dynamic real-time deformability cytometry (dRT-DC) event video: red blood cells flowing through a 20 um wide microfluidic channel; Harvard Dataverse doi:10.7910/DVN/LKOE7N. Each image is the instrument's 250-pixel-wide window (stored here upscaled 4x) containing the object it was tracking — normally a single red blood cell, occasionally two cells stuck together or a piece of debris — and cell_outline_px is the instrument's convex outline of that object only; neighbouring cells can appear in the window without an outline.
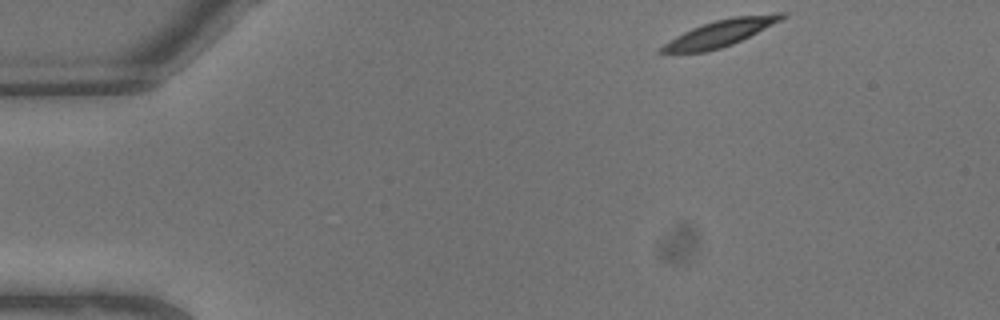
{"species": "common noctule bat (a hibernating species)", "species_latin": "Nyctalus noctula", "temperature_condition": "warm", "stored_images_in_passage": 6, "camera_frame_rate_fps": 3000, "um_per_image_px": 0.085, "animal": {"sex": "male", "body_mass_g": 13.3}, "frame": {"image": 1, "passage_image": 1, "time_ms": 0.0, "image_size_px": [1000, 320], "cell_outline_px": [[788, 16], [732, 44], [720, 48], [704, 52], [656, 52], [664, 44], [676, 36], [692, 28], [716, 20], [736, 16], [776, 12], [788, 12]], "centroid_in_image_um": [61.25, 2.79], "position_along_channel_um": 23.7, "area_um2": 18.15}}
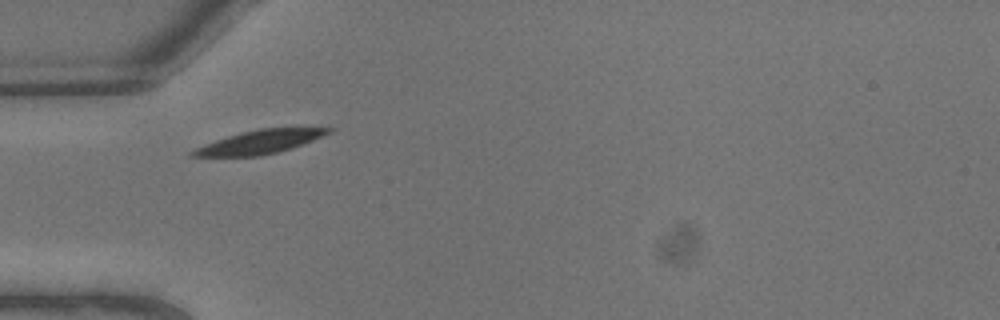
{"frame": {"image": 2, "passage_image": 5, "time_ms": 1.333, "image_size_px": [1000, 320], "cell_outline_px": [[336, 128], [332, 132], [292, 148], [260, 156], [188, 156], [188, 152], [196, 148], [216, 140], [228, 136], [260, 128], [328, 124]], "centroid_in_image_um": [22.31, 11.99], "position_along_channel_um": 62.7, "area_um2": 19.36}}